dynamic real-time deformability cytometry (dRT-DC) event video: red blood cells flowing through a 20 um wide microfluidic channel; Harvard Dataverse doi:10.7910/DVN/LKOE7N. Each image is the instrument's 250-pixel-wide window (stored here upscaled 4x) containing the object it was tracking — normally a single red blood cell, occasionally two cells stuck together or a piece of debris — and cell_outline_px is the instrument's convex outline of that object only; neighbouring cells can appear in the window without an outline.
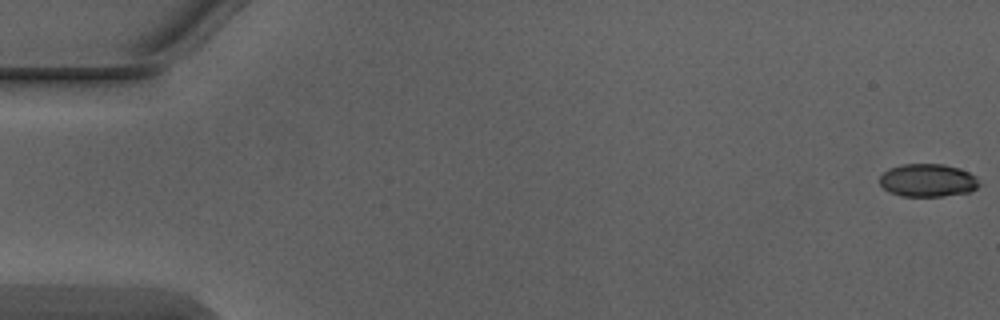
{"species": "Egyptian fruit bat (a non-hibernating species)", "species_latin": "Rousettus aegyptiacus", "temperature_condition": "warm", "stored_images_in_passage": 4, "camera_frame_rate_fps": 3000, "um_per_image_px": 0.085, "animal": {"sex": "male"}, "frame": {"image": 1, "passage_image": 1, "time_ms": 0.0, "image_size_px": [1000, 320], "cell_outline_px": [[980, 184], [972, 192], [944, 196], [900, 196], [888, 192], [880, 184], [880, 176], [888, 168], [904, 164], [944, 164], [960, 168], [976, 176]], "centroid_in_image_um": [78.87, 15.33], "position_along_channel_um": 6.1, "area_um2": 19.31}}
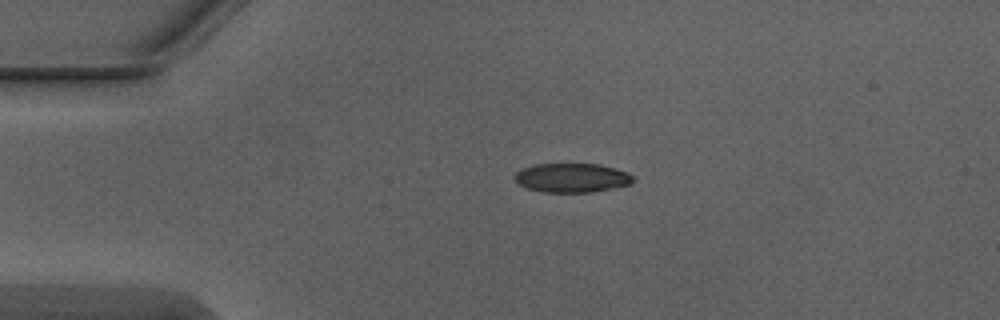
{"frame": {"image": 2, "passage_image": 4, "time_ms": 1.0, "image_size_px": [1000, 320], "cell_outline_px": [[636, 180], [628, 184], [612, 188], [592, 192], [544, 192], [528, 188], [520, 184], [516, 180], [516, 172], [524, 168], [536, 164], [600, 164], [616, 168], [628, 172]], "centroid_in_image_um": [48.66, 15.11], "position_along_channel_um": 36.3, "area_um2": 19.88}}